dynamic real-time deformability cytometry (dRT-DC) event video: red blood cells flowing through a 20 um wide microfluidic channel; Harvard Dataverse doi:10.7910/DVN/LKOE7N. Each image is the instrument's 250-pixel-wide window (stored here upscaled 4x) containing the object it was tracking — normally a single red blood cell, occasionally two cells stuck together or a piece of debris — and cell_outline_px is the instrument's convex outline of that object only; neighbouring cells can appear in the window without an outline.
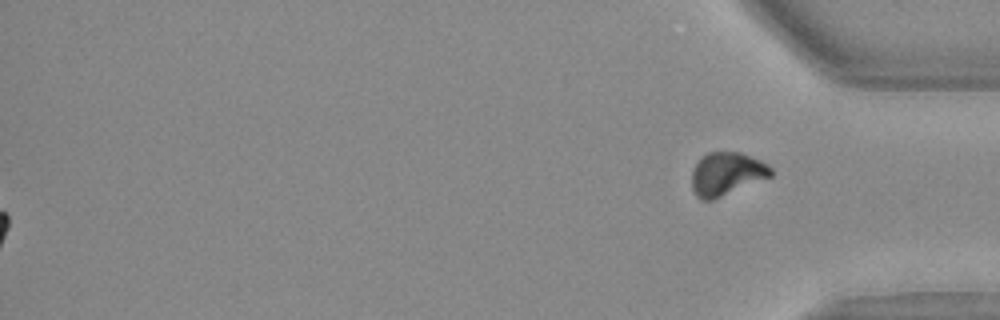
{"species": "Egyptian fruit bat (a non-hibernating species)", "species_latin": "Rousettus aegyptiacus", "temperature_condition": "warm", "stored_images_in_passage": 39, "segment_of_instrument_passage": [2, 2], "camera_frame_rate_fps": 3000, "um_per_image_px": 0.085, "animal": {"sex": "female"}, "frame": {"image": 1, "passage_image": 39, "time_ms": 12.667, "image_size_px": [1000, 320], "cell_outline_px": [[772, 176], [712, 200], [700, 200], [696, 196], [692, 188], [692, 172], [700, 156], [708, 152], [740, 152], [760, 160], [768, 164], [772, 168]], "centroid_in_image_um": [61.75, 14.77], "position_along_channel_um": 373.5, "area_um2": 19.88}}